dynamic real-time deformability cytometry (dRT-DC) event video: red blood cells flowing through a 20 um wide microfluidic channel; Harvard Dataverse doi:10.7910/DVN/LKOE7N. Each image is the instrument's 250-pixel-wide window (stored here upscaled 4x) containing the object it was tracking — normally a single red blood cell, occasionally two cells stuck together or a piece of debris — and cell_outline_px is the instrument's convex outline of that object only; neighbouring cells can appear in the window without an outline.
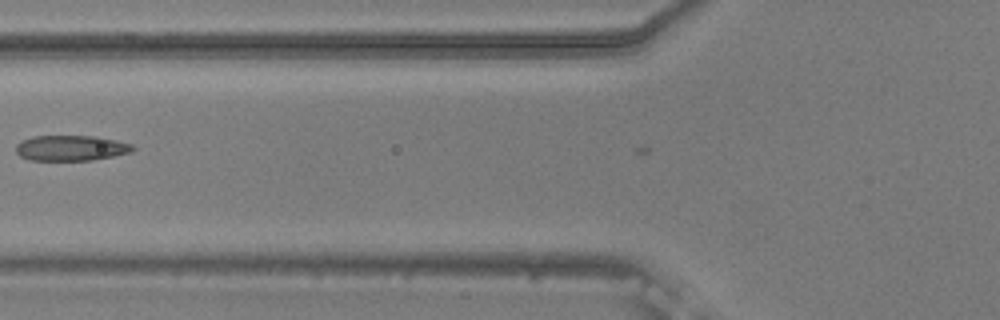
{"species": "common noctule bat (a hibernating species)", "species_latin": "Nyctalus noctula", "temperature_condition": "warm", "stored_images_in_passage": 25, "camera_frame_rate_fps": 3000, "um_per_image_px": 0.085, "animal": {"sex": "male", "body_mass_g": 20.5, "forearm_length_mm": 52.5}, "frame": {"image": 1, "passage_image": 3, "time_ms": 0.667, "image_size_px": [1000, 320], "cell_outline_px": [[136, 148], [132, 152], [92, 160], [28, 160], [20, 156], [16, 152], [16, 144], [32, 136], [96, 136], [116, 140], [132, 144]], "centroid_in_image_um": [6.04, 12.58], "position_along_channel_um": 119.8, "area_um2": 17.34}}
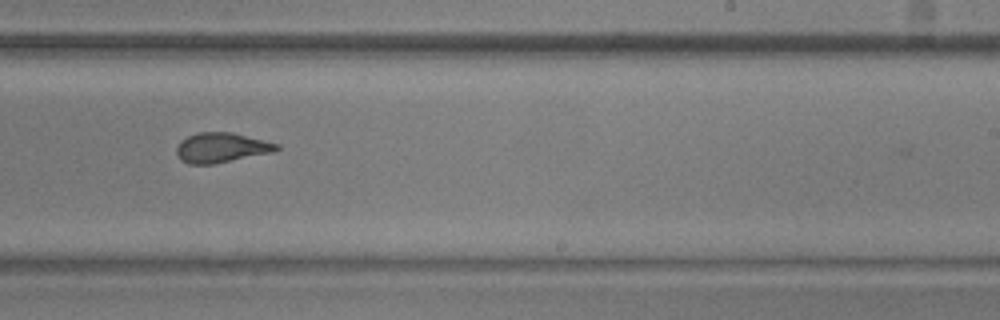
{"frame": {"image": 2, "passage_image": 15, "time_ms": 4.667, "image_size_px": [1000, 320], "cell_outline_px": [[280, 148], [272, 152], [212, 164], [188, 164], [180, 160], [176, 152], [176, 148], [180, 140], [188, 136], [200, 132], [232, 132], [280, 144]], "centroid_in_image_um": [18.79, 12.54], "position_along_channel_um": 270.2, "area_um2": 17.34}}
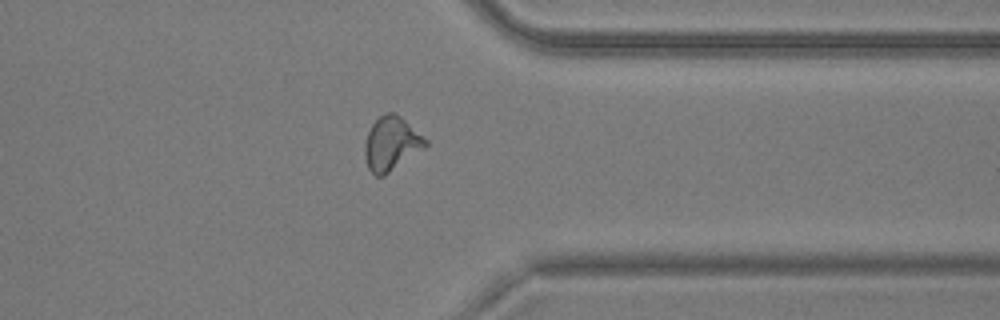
{"frame": {"image": 3, "passage_image": 24, "time_ms": 7.667, "image_size_px": [1000, 320], "cell_outline_px": [[428, 144], [424, 148], [384, 176], [376, 176], [368, 168], [364, 156], [364, 144], [368, 132], [372, 124], [380, 116], [388, 112], [392, 112], [400, 116], [428, 140]], "centroid_in_image_um": [33.25, 12.22], "position_along_channel_um": 378.1, "area_um2": 18.9}}